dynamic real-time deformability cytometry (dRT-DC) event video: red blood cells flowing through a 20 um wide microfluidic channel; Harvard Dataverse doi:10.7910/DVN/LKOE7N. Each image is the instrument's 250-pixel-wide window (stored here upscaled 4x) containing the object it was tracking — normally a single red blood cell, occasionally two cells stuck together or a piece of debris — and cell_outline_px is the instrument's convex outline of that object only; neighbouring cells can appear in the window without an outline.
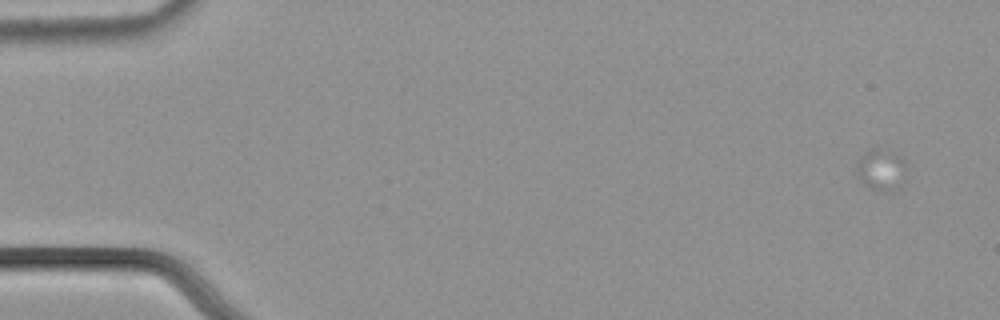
{"species": "common noctule bat (a hibernating species)", "species_latin": "Nyctalus noctula", "temperature_condition": "cold", "stored_images_in_passage": 1, "camera_frame_rate_fps": 3000, "um_per_image_px": 0.085, "animal": {"sex": "male", "body_mass_g": 21.5, "forearm_length_mm": 52.0}, "frame": {"image": 1, "passage_image": 1, "time_ms": 0.0, "image_size_px": [1000, 320], "cell_outline_px": [[908, 168], [892, 188], [872, 188], [864, 184], [860, 180], [856, 172], [856, 160], [860, 156], [876, 144], [904, 156], [908, 164]], "centroid_in_image_um": [74.86, 14.24], "position_along_channel_um": 10.1, "area_um2": 11.96}}